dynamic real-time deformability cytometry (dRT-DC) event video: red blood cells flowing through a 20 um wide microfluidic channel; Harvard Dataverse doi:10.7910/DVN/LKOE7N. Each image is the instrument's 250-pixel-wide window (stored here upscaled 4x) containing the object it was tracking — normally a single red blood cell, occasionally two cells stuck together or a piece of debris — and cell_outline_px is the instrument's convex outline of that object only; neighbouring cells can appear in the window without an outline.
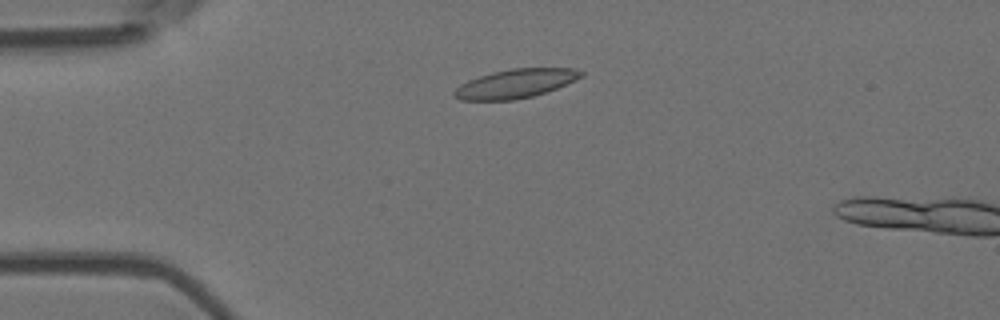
{"species": "Egyptian fruit bat (a non-hibernating species)", "species_latin": "Rousettus aegyptiacus", "temperature_condition": "room temperature", "stored_images_in_passage": 4, "camera_frame_rate_fps": 3000, "um_per_image_px": 0.085, "animal": {"sex": "female"}, "frame": {"image": 1, "passage_image": 3, "time_ms": 0.667, "image_size_px": [1000, 320], "cell_outline_px": [[584, 76], [576, 80], [556, 88], [532, 96], [516, 100], [460, 100], [452, 96], [452, 92], [460, 84], [468, 80], [492, 72], [512, 68], [576, 68], [584, 72]], "centroid_in_image_um": [43.81, 7.1], "position_along_channel_um": 41.2, "area_um2": 21.44}}